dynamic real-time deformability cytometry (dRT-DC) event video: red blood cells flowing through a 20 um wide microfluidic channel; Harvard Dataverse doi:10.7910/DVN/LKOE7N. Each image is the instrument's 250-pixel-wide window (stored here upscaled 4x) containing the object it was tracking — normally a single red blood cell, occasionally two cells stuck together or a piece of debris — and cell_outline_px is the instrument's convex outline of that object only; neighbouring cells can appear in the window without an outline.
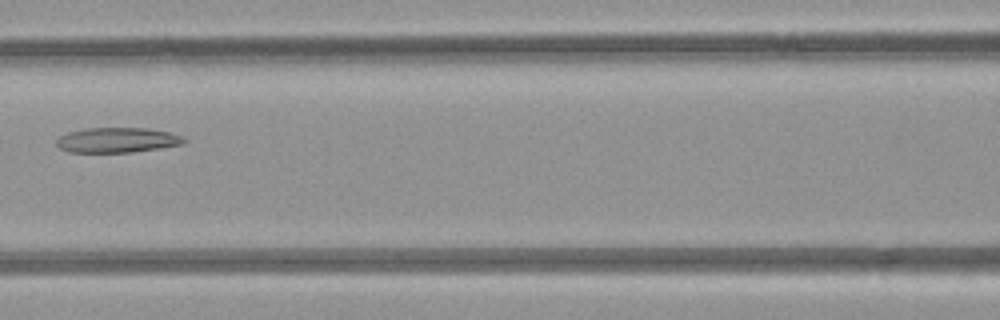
{"species": "common noctule bat (a hibernating species)", "species_latin": "Nyctalus noctula", "temperature_condition": "room temperature", "stored_images_in_passage": 9, "segment_of_instrument_passage": [1, 2], "camera_frame_rate_fps": 3000, "um_per_image_px": 0.085, "animal": {"sex": "female", "body_mass_g": 21.9}, "frame": {"image": 1, "passage_image": 8, "time_ms": 8.333, "image_size_px": [1000, 320], "cell_outline_px": [[188, 140], [184, 144], [160, 148], [132, 152], [68, 152], [60, 148], [56, 144], [56, 140], [60, 136], [68, 132], [84, 128], [148, 128], [168, 132], [180, 136]], "centroid_in_image_um": [9.96, 11.9], "position_along_channel_um": 156.6, "area_um2": 18.61}}